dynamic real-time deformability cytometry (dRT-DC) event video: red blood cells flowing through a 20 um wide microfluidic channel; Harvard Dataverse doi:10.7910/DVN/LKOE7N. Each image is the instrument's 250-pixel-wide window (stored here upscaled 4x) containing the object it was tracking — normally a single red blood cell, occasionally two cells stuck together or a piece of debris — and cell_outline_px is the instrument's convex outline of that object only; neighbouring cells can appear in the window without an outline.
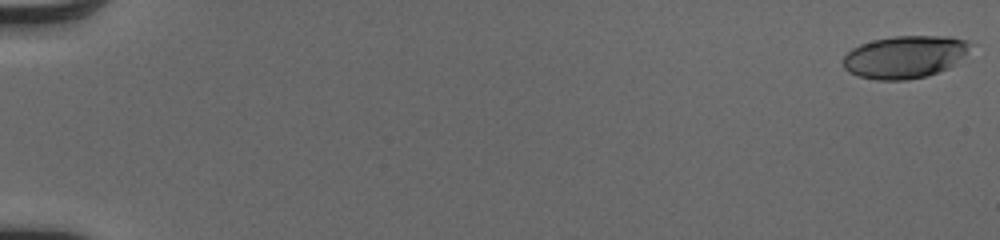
{"species": "human", "species_latin": "Homo sapiens", "temperature_condition": "cold", "stored_images_in_passage": 12, "camera_frame_rate_fps": 3000, "um_per_image_px": 0.085, "donor": {"sex": "male"}, "frame": {"image": 1, "passage_image": 1, "time_ms": 0.0, "image_size_px": [1000, 240], "cell_outline_px": [[976, 44], [956, 64], [948, 68], [928, 76], [908, 80], [876, 80], [856, 76], [848, 72], [844, 68], [844, 56], [852, 48], [860, 44], [872, 40], [892, 36], [952, 36], [968, 40]], "centroid_in_image_um": [76.96, 4.83], "position_along_channel_um": 8.0, "area_um2": 32.14}}